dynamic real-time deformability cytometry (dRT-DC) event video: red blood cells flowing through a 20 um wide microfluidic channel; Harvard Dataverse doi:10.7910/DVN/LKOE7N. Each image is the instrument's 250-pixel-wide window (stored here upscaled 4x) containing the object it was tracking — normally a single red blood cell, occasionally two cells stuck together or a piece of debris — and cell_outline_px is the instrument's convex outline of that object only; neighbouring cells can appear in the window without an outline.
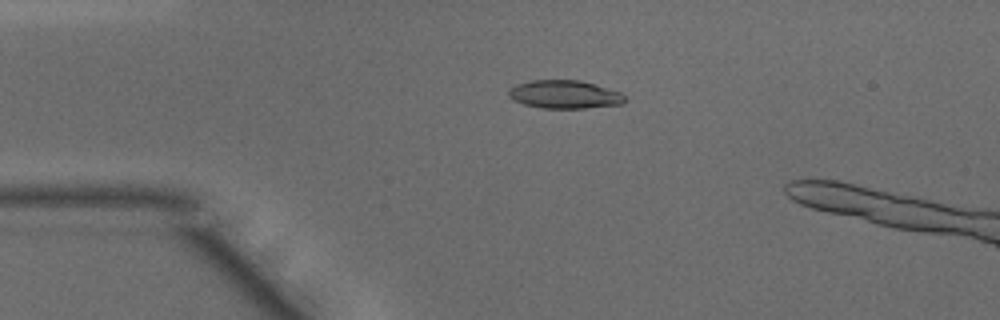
{"species": "common noctule bat (a hibernating species)", "species_latin": "Nyctalus noctula", "temperature_condition": "warm", "stored_images_in_passage": 15, "camera_frame_rate_fps": 3000, "um_per_image_px": 0.085, "animal": {"sex": "male", "body_mass_g": 15.6}, "frame": {"image": 1, "passage_image": 11, "time_ms": 3.333, "image_size_px": [1000, 320], "cell_outline_px": [[628, 100], [624, 104], [584, 108], [544, 108], [524, 104], [512, 100], [508, 96], [508, 92], [516, 84], [532, 80], [580, 80], [596, 84], [620, 92]], "centroid_in_image_um": [48.02, 8.03], "position_along_channel_um": 37.0, "area_um2": 19.19}}